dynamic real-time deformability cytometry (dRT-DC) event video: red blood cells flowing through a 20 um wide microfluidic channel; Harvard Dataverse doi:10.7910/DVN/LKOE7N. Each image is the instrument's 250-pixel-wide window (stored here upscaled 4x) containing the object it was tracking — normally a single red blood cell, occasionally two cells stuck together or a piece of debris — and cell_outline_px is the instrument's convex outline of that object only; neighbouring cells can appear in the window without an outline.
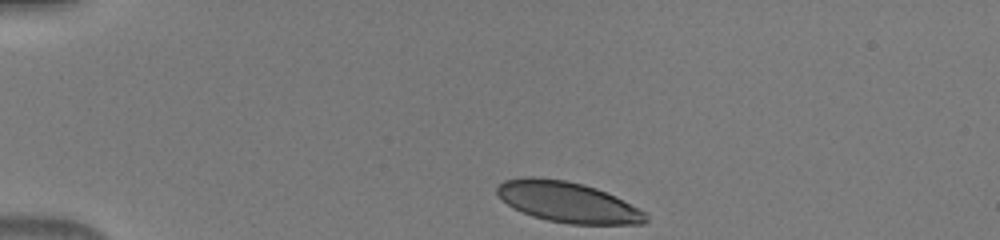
{"species": "human", "species_latin": "Homo sapiens", "temperature_condition": "warm", "stored_images_in_passage": 40, "camera_frame_rate_fps": 3000, "um_per_image_px": 0.085, "donor": {"sex": "male"}, "frame": {"image": 1, "passage_image": 1, "time_ms": 0.0, "image_size_px": [1000, 240], "cell_outline_px": [[648, 220], [644, 224], [568, 224], [548, 220], [532, 216], [512, 208], [496, 192], [496, 188], [504, 180], [524, 176], [536, 176], [564, 180], [584, 184], [596, 188], [616, 196], [644, 212], [648, 216]], "centroid_in_image_um": [48.25, 17.17], "position_along_channel_um": 36.8, "area_um2": 35.2}}
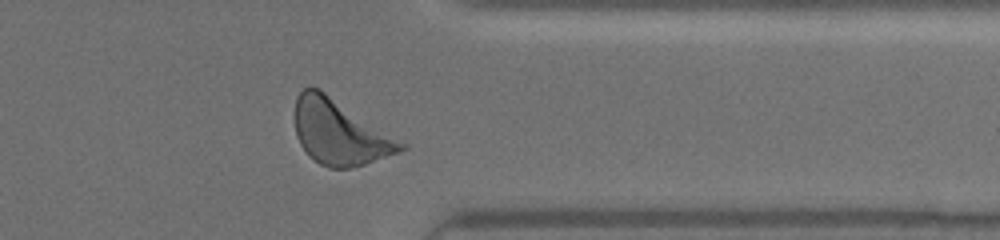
{"frame": {"image": 2, "passage_image": 31, "time_ms": 10.0, "image_size_px": [1000, 240], "cell_outline_px": [[408, 148], [400, 152], [364, 164], [348, 168], [328, 168], [320, 164], [308, 156], [300, 144], [296, 136], [296, 96], [304, 88], [320, 88], [408, 144]], "centroid_in_image_um": [28.9, 11.25], "position_along_channel_um": 382.5, "area_um2": 40.17}}
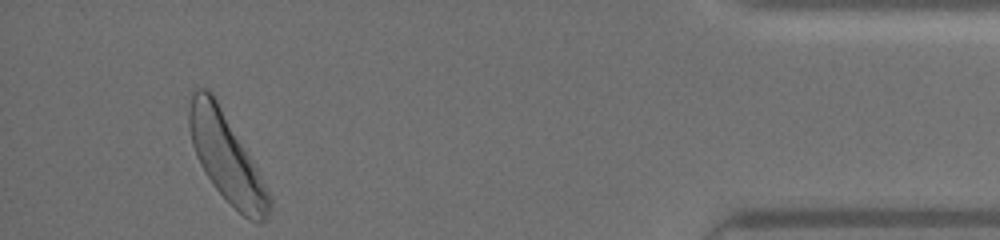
{"frame": {"image": 3, "passage_image": 37, "time_ms": 12.0, "image_size_px": [1000, 240], "cell_outline_px": [[272, 204], [264, 220], [256, 224], [248, 220], [212, 184], [204, 172], [196, 156], [192, 144], [188, 124], [188, 108], [192, 88], [208, 88], [212, 92], [256, 168], [272, 196]], "centroid_in_image_um": [19.21, 13.37], "position_along_channel_um": 416.0, "area_um2": 40.46}}